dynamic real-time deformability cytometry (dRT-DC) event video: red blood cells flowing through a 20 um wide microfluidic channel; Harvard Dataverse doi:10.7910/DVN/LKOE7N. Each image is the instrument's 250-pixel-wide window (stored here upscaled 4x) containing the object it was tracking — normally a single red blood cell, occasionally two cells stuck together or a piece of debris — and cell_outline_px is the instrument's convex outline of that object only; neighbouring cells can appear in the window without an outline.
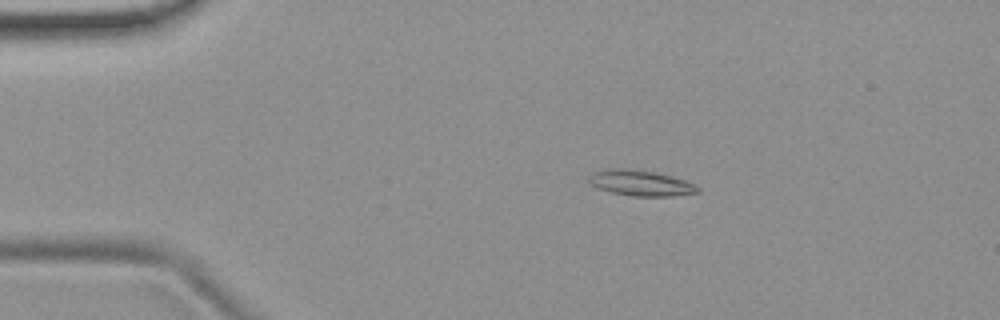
{"species": "common noctule bat (a hibernating species)", "species_latin": "Nyctalus noctula", "temperature_condition": "room temperature", "stored_images_in_passage": 8, "camera_frame_rate_fps": 3000, "um_per_image_px": 0.085, "animal": {"sex": "female", "body_mass_g": 19.9}, "frame": {"image": 1, "passage_image": 3, "time_ms": 0.667, "image_size_px": [1000, 320], "cell_outline_px": [[700, 192], [672, 196], [632, 196], [612, 192], [600, 188], [592, 184], [588, 180], [588, 176], [592, 172], [604, 168], [632, 168], [656, 172], [672, 176], [696, 184], [700, 188]], "centroid_in_image_um": [54.46, 15.53], "position_along_channel_um": 30.5, "area_um2": 16.47}}
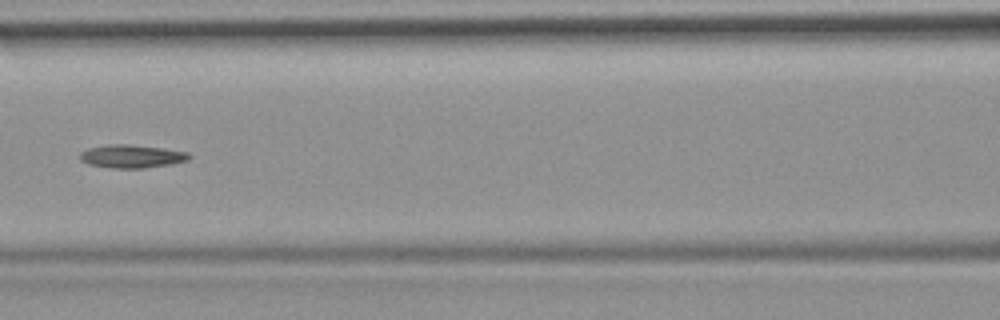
{"frame": {"image": 2, "passage_image": 7, "time_ms": 2.0, "image_size_px": [1000, 320], "cell_outline_px": [[192, 156], [188, 160], [168, 164], [144, 168], [112, 168], [88, 164], [80, 160], [80, 152], [88, 148], [108, 144], [128, 144], [164, 148], [188, 152]], "centroid_in_image_um": [11.18, 13.28], "position_along_channel_um": 155.4, "area_um2": 14.74}}
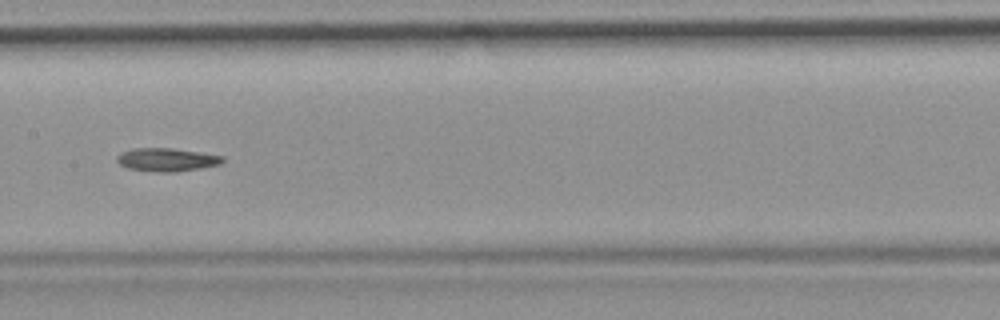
{"frame": {"image": 3, "passage_image": 8, "time_ms": 2.333, "image_size_px": [1000, 320], "cell_outline_px": [[224, 160], [220, 164], [200, 168], [176, 172], [156, 172], [128, 168], [120, 164], [116, 160], [116, 156], [120, 152], [132, 148], [172, 148], [200, 152], [224, 156]], "centroid_in_image_um": [14.15, 13.57], "position_along_channel_um": 193.2, "area_um2": 14.39}}